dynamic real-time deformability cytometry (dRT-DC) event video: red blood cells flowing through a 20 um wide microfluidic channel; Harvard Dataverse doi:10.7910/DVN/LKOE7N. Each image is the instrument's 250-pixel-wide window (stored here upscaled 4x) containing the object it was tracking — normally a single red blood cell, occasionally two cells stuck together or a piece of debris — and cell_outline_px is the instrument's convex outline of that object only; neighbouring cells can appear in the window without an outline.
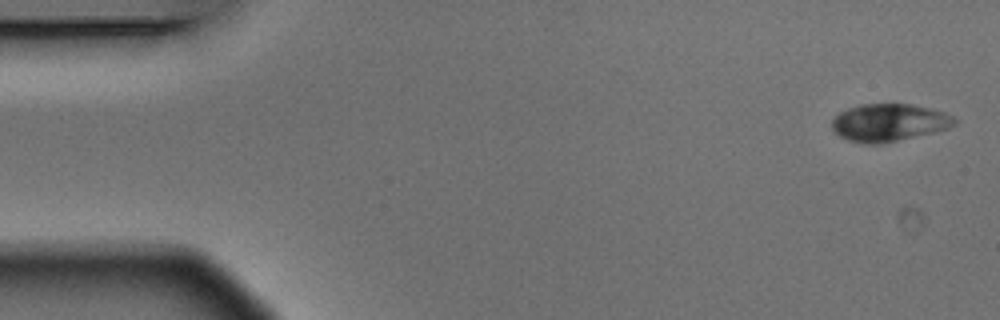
{"species": "Egyptian fruit bat (a non-hibernating species)", "species_latin": "Rousettus aegyptiacus", "temperature_condition": "warm", "stored_images_in_passage": 5, "camera_frame_rate_fps": 3000, "um_per_image_px": 0.085, "animal": {"sex": "male"}, "frame": {"image": 1, "passage_image": 1, "time_ms": 0.0, "image_size_px": [1000, 320], "cell_outline_px": [[956, 124], [948, 128], [932, 132], [880, 144], [860, 144], [848, 140], [840, 136], [832, 128], [832, 120], [840, 112], [848, 108], [860, 104], [912, 104], [932, 108], [944, 112], [952, 116], [956, 120]], "centroid_in_image_um": [75.55, 10.41], "position_along_channel_um": 9.5, "area_um2": 26.7}}
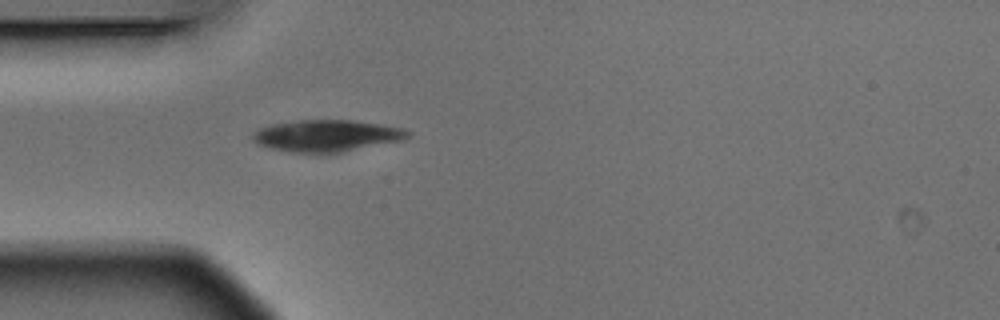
{"frame": {"image": 2, "passage_image": 5, "time_ms": 1.333, "image_size_px": [1000, 320], "cell_outline_px": [[412, 132], [404, 140], [320, 156], [292, 152], [268, 148], [256, 144], [252, 140], [252, 136], [260, 128], [276, 124], [300, 120], [356, 120], [404, 128]], "centroid_in_image_um": [27.79, 11.57], "position_along_channel_um": 57.2, "area_um2": 29.19}}